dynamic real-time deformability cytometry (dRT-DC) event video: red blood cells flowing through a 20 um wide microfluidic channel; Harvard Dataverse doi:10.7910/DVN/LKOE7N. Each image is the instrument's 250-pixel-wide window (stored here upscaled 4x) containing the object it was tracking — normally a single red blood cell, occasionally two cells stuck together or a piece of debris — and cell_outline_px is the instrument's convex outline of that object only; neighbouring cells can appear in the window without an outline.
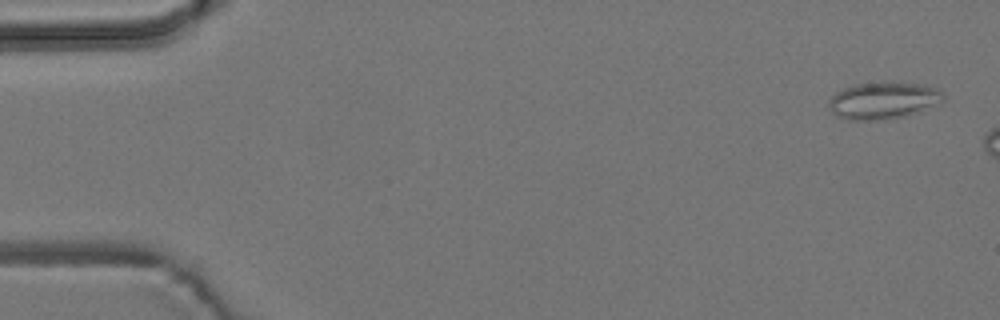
{"species": "common noctule bat (a hibernating species)", "species_latin": "Nyctalus noctula", "temperature_condition": "room temperature", "stored_images_in_passage": 3, "camera_frame_rate_fps": 3000, "um_per_image_px": 0.085, "animal": {"sex": "male", "body_mass_g": 19.2, "forearm_length_mm": 51.8}, "frame": {"image": 1, "passage_image": 1, "time_ms": 0.0, "image_size_px": [1000, 320], "cell_outline_px": [[944, 100], [940, 104], [908, 116], [884, 120], [848, 120], [836, 116], [832, 112], [828, 104], [828, 100], [836, 92], [844, 88], [856, 84], [888, 80], [916, 84], [936, 88], [944, 96]], "centroid_in_image_um": [75.08, 8.54], "position_along_channel_um": 9.9, "area_um2": 25.2}}